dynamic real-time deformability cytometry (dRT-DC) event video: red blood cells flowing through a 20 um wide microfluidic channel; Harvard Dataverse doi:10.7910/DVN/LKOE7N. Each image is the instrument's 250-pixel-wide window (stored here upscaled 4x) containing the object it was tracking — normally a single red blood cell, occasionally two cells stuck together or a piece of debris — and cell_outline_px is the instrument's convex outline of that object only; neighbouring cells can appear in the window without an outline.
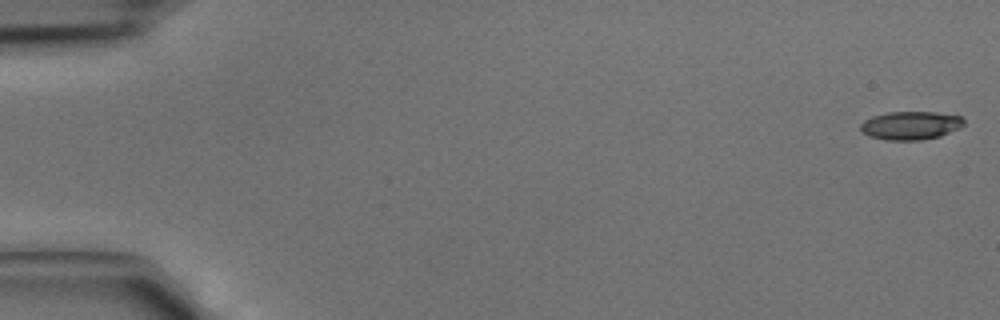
{"species": "common noctule bat (a hibernating species)", "species_latin": "Nyctalus noctula", "temperature_condition": "cold", "stored_images_in_passage": 15, "camera_frame_rate_fps": 3000, "um_per_image_px": 0.085, "animal": {"sex": "male", "body_mass_g": 15.6}, "frame": {"image": 1, "passage_image": 1, "time_ms": 0.0, "image_size_px": [1000, 320], "cell_outline_px": [[964, 124], [960, 128], [940, 136], [920, 140], [884, 140], [872, 136], [864, 132], [860, 128], [860, 124], [864, 120], [872, 116], [888, 112], [936, 112], [960, 116], [964, 120]], "centroid_in_image_um": [77.42, 10.66], "position_along_channel_um": 7.6, "area_um2": 16.99}}
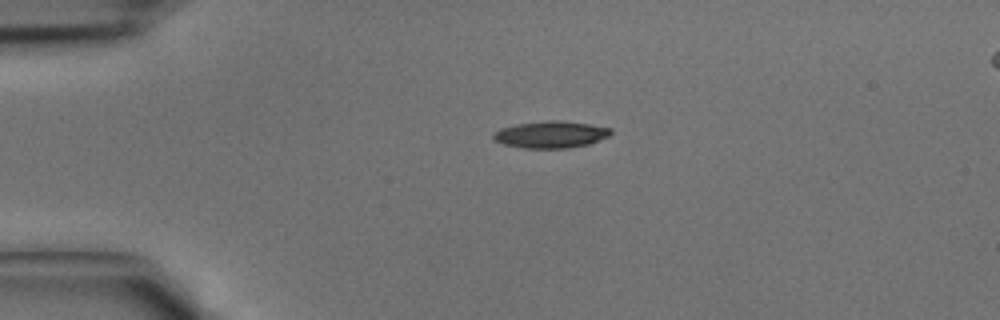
{"frame": {"image": 2, "passage_image": 10, "time_ms": 3.0, "image_size_px": [1000, 320], "cell_outline_px": [[612, 132], [608, 136], [588, 144], [568, 148], [524, 148], [504, 144], [496, 140], [492, 136], [492, 132], [500, 128], [516, 124], [548, 120], [556, 120], [588, 124], [612, 128]], "centroid_in_image_um": [46.79, 11.43], "position_along_channel_um": 38.2, "area_um2": 18.26}}